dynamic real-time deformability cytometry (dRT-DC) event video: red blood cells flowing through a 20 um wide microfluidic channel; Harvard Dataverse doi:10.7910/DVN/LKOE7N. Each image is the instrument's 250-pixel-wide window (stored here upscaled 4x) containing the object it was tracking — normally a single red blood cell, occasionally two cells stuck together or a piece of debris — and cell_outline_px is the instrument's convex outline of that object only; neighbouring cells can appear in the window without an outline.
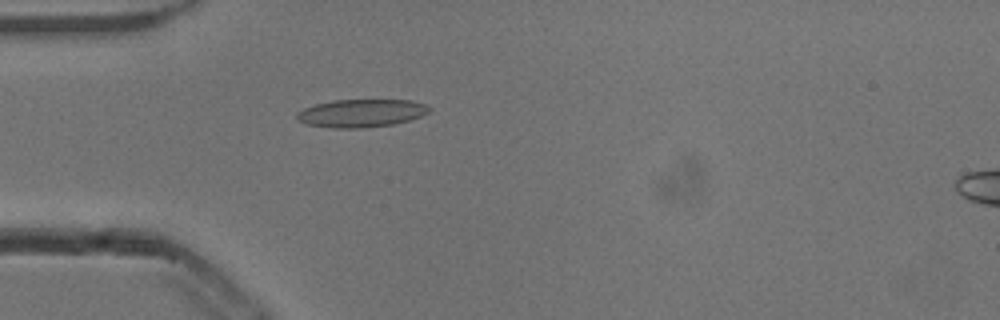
{"species": "common noctule bat (a hibernating species)", "species_latin": "Nyctalus noctula", "temperature_condition": "cold", "stored_images_in_passage": 53, "camera_frame_rate_fps": 3000, "um_per_image_px": 0.085, "animal": {"sex": "male", "body_mass_g": 13.3}, "frame": {"image": 1, "passage_image": 15, "time_ms": 4.667, "image_size_px": [1000, 320], "cell_outline_px": [[432, 108], [428, 112], [420, 116], [408, 120], [392, 124], [364, 128], [332, 128], [308, 124], [296, 120], [296, 112], [304, 108], [316, 104], [332, 100], [412, 100], [424, 104]], "centroid_in_image_um": [30.67, 9.62], "position_along_channel_um": 54.3, "area_um2": 21.5}}
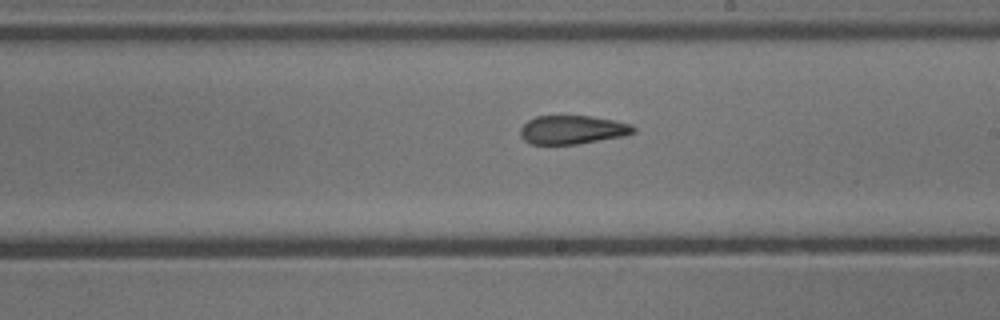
{"frame": {"image": 2, "passage_image": 30, "time_ms": 9.667, "image_size_px": [1000, 320], "cell_outline_px": [[636, 132], [624, 136], [580, 144], [532, 144], [524, 140], [520, 136], [520, 128], [528, 120], [536, 116], [592, 116], [632, 124], [636, 128]], "centroid_in_image_um": [48.67, 11.03], "position_along_channel_um": 240.3, "area_um2": 19.02}}
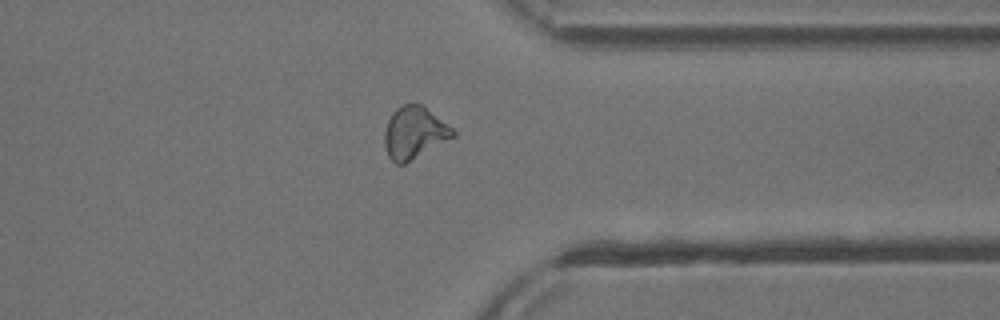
{"frame": {"image": 3, "passage_image": 41, "time_ms": 13.333, "image_size_px": [1000, 320], "cell_outline_px": [[456, 136], [404, 164], [396, 164], [388, 156], [384, 144], [384, 132], [388, 120], [392, 112], [396, 108], [404, 104], [420, 104], [452, 128], [456, 132]], "centroid_in_image_um": [35.19, 11.3], "position_along_channel_um": 376.2, "area_um2": 20.52}, "authors_computed_cell_mechanics": {"area_um2": 20.3456, "velocity_mm_per_s": 3.8445, "shape_relaxation_time_tau1_ms": null, "shape_relaxation_time_tau2_ms": 2.5881, "deformation_change_tau1": null, "deformation_change_tau2": 0.1092}}